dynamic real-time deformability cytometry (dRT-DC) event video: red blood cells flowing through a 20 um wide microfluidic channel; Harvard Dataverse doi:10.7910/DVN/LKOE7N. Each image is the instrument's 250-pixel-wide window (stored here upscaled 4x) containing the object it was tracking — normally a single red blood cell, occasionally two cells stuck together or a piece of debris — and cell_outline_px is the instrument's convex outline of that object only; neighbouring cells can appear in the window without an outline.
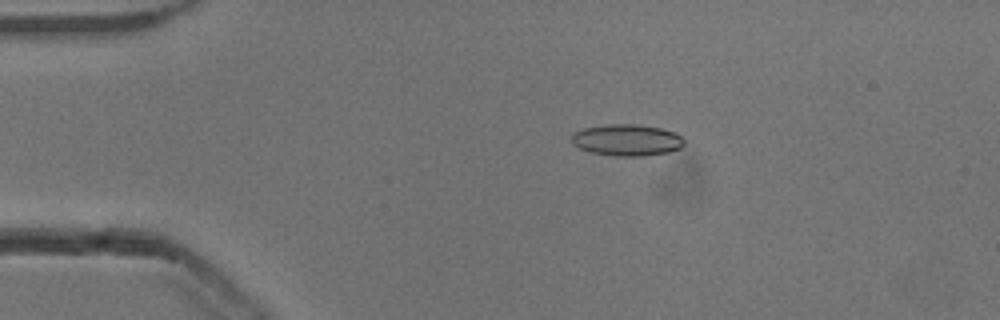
{"species": "common noctule bat (a hibernating species)", "species_latin": "Nyctalus noctula", "temperature_condition": "cold", "stored_images_in_passage": 54, "camera_frame_rate_fps": 3000, "um_per_image_px": 0.085, "animal": {"sex": "male", "body_mass_g": 13.3}, "frame": {"image": 1, "passage_image": 11, "time_ms": 3.333, "image_size_px": [1000, 320], "cell_outline_px": [[684, 144], [680, 148], [668, 152], [640, 156], [616, 156], [592, 152], [580, 148], [572, 144], [572, 132], [584, 128], [608, 124], [636, 124], [660, 128], [676, 132], [684, 140]], "centroid_in_image_um": [53.28, 11.89], "position_along_channel_um": 31.7, "area_um2": 20.63}}
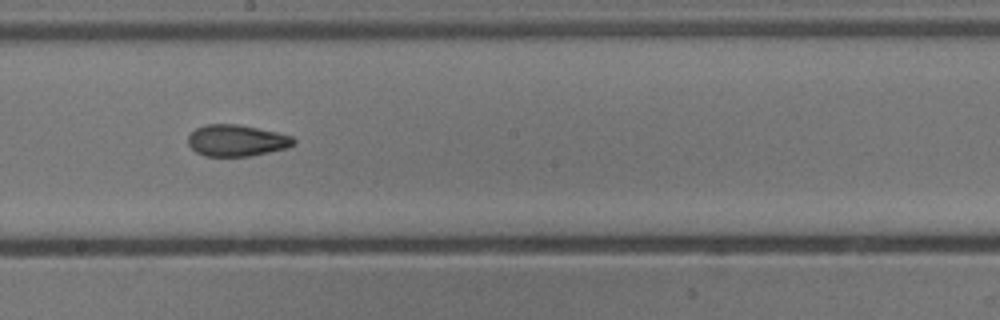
{"frame": {"image": 2, "passage_image": 30, "time_ms": 9.667, "image_size_px": [1000, 320], "cell_outline_px": [[296, 144], [288, 148], [248, 156], [204, 156], [196, 152], [188, 144], [188, 136], [196, 128], [204, 124], [236, 124], [276, 132], [292, 136], [296, 140]], "centroid_in_image_um": [20.11, 11.94], "position_along_channel_um": 228.1, "area_um2": 19.36}}
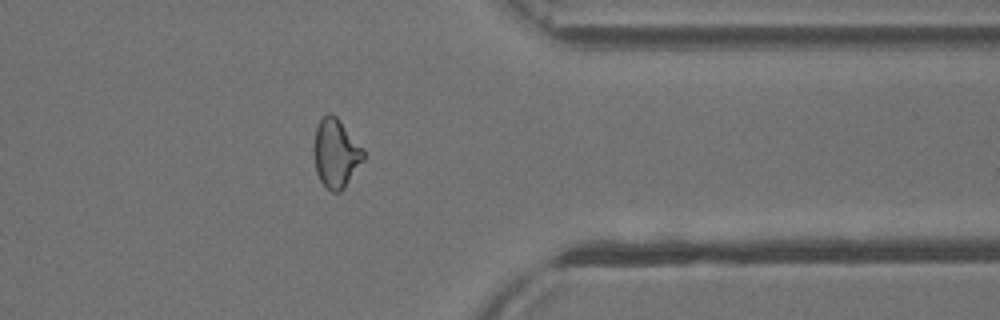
{"frame": {"image": 3, "passage_image": 43, "time_ms": 14.0, "image_size_px": [1000, 320], "cell_outline_px": [[364, 160], [344, 188], [340, 192], [332, 192], [320, 180], [316, 172], [312, 152], [312, 148], [316, 128], [320, 120], [328, 112], [336, 116], [364, 148]], "centroid_in_image_um": [28.54, 13.02], "position_along_channel_um": 382.9, "area_um2": 20.06}, "authors_computed_cell_mechanics": {"area_um2": 19.8543, "velocity_mm_per_s": 3.8488, "shape_relaxation_time_tau1_ms": 9.4961, "shape_relaxation_time_tau2_ms": 2.747, "deformation_change_tau1": 0.2036, "deformation_change_tau2": 0.0881}}